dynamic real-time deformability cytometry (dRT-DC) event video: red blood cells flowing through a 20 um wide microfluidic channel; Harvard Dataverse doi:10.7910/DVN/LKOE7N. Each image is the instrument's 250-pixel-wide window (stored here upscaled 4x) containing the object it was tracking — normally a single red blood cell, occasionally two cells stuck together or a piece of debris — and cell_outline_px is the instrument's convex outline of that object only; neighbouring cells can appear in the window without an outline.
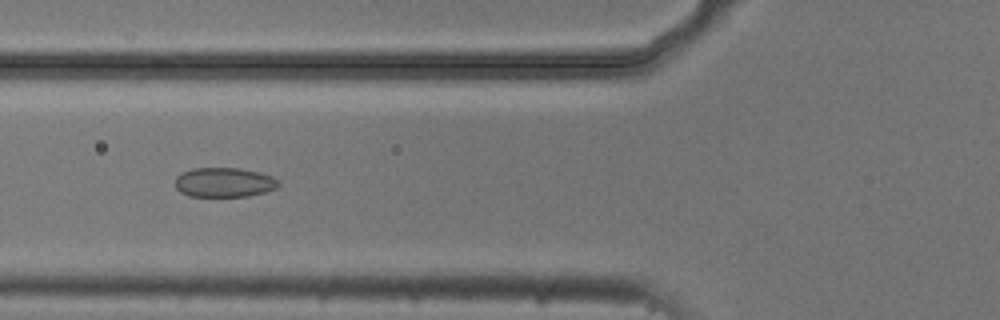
{"species": "common noctule bat (a hibernating species)", "species_latin": "Nyctalus noctula", "temperature_condition": "cold", "stored_images_in_passage": 53, "camera_frame_rate_fps": 3000, "um_per_image_px": 0.085, "animal": {"sex": "male", "body_mass_g": 20.5, "forearm_length_mm": 52.5}, "frame": {"image": 1, "passage_image": 20, "time_ms": 6.333, "image_size_px": [1000, 320], "cell_outline_px": [[280, 184], [276, 188], [264, 192], [248, 196], [188, 196], [180, 192], [176, 188], [176, 176], [180, 172], [192, 168], [240, 168], [260, 172], [272, 176]], "centroid_in_image_um": [19.03, 15.49], "position_along_channel_um": 106.8, "area_um2": 17.86}}
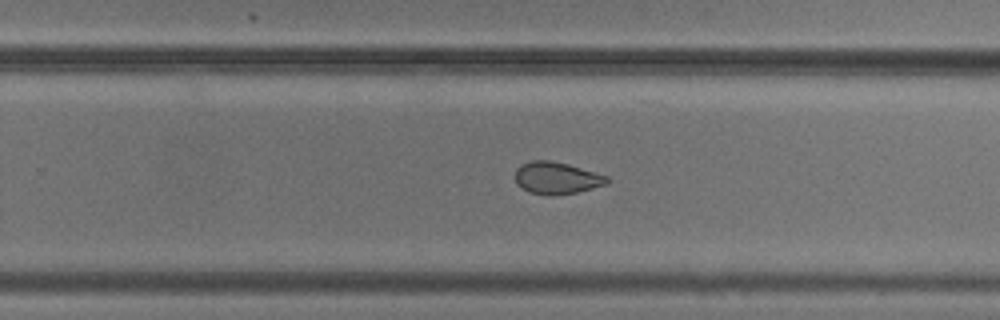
{"frame": {"image": 2, "passage_image": 34, "time_ms": 11.0, "image_size_px": [1000, 320], "cell_outline_px": [[608, 184], [576, 192], [552, 196], [548, 196], [528, 192], [520, 188], [516, 184], [516, 168], [520, 164], [532, 160], [548, 160], [568, 164], [608, 176]], "centroid_in_image_um": [47.27, 15.14], "position_along_channel_um": 282.5, "area_um2": 17.28}}
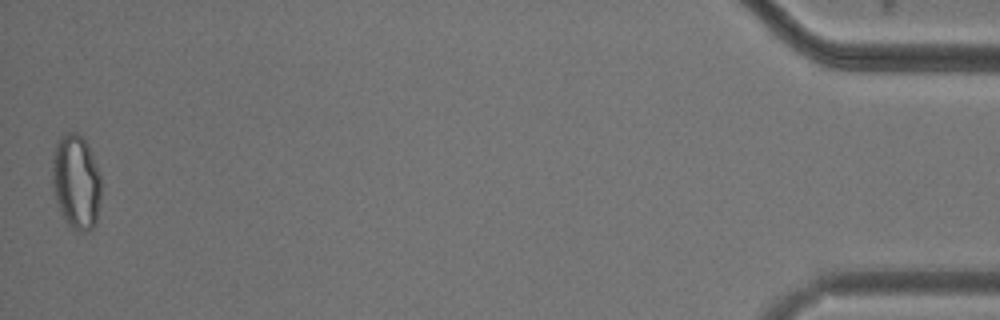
{"frame": {"image": 3, "passage_image": 53, "time_ms": 17.333, "image_size_px": [1000, 320], "cell_outline_px": [[100, 200], [96, 220], [92, 228], [88, 232], [80, 232], [72, 228], [64, 220], [60, 212], [56, 200], [52, 184], [52, 160], [56, 140], [64, 132], [76, 132], [88, 144], [100, 176]], "centroid_in_image_um": [6.45, 15.45], "position_along_channel_um": 428.8, "area_um2": 27.11}, "authors_computed_cell_mechanics": {"area_um2": 20.2878, "velocity_mm_per_s": 3.7641, "shape_relaxation_time_tau1_ms": 5.6626, "shape_relaxation_time_tau2_ms": 1.4457, "deformation_change_tau1": 0.0864, "deformation_change_tau2": 0.0445}}